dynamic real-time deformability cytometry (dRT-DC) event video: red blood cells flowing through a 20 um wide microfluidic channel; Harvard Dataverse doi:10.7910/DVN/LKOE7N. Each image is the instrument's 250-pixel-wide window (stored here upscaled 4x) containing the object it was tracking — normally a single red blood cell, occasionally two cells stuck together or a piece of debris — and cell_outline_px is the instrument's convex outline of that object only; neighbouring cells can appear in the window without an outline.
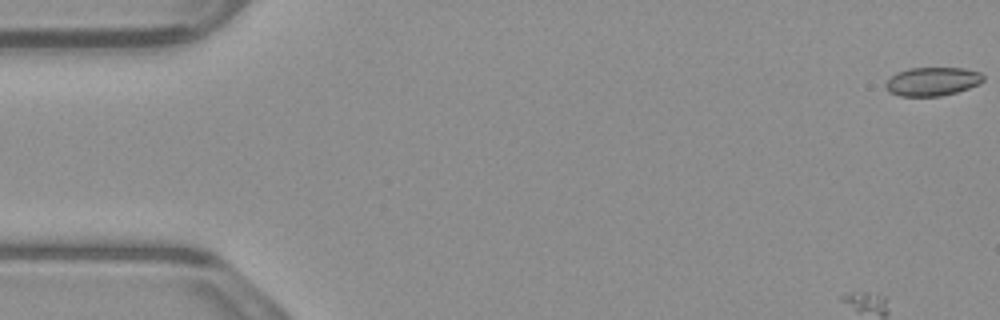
{"species": "common noctule bat (a hibernating species)", "species_latin": "Nyctalus noctula", "temperature_condition": "warm", "stored_images_in_passage": 54, "camera_frame_rate_fps": 3000, "um_per_image_px": 0.085, "animal": {"sex": "male", "body_mass_g": 23.1, "forearm_length_mm": 52.7}, "frame": {"image": 1, "passage_image": 1, "time_ms": 0.0, "image_size_px": [1000, 320], "cell_outline_px": [[984, 80], [968, 88], [956, 92], [940, 96], [900, 96], [888, 92], [884, 88], [884, 84], [896, 72], [908, 68], [964, 68], [980, 72], [984, 76]], "centroid_in_image_um": [79.21, 6.92], "position_along_channel_um": 5.8, "area_um2": 16.3}}
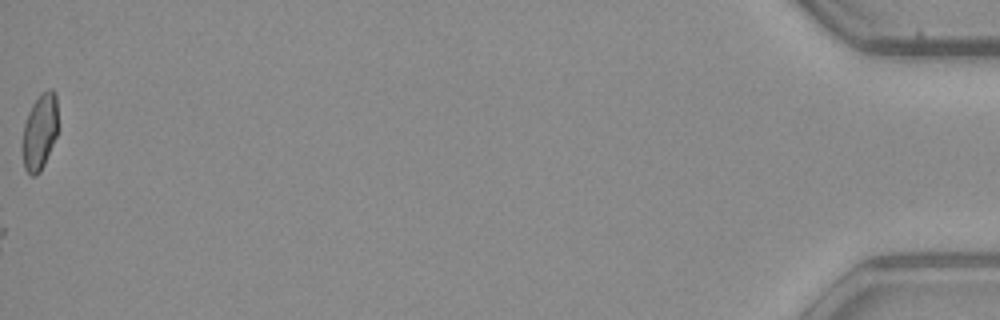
{"frame": {"image": 2, "passage_image": 54, "time_ms": 17.667, "image_size_px": [1000, 320], "cell_outline_px": [[56, 136], [44, 164], [40, 172], [36, 176], [32, 176], [24, 168], [20, 148], [24, 124], [28, 112], [32, 104], [40, 92], [48, 88], [52, 88], [56, 92]], "centroid_in_image_um": [3.33, 11.19], "position_along_channel_um": 431.9, "area_um2": 16.01}}